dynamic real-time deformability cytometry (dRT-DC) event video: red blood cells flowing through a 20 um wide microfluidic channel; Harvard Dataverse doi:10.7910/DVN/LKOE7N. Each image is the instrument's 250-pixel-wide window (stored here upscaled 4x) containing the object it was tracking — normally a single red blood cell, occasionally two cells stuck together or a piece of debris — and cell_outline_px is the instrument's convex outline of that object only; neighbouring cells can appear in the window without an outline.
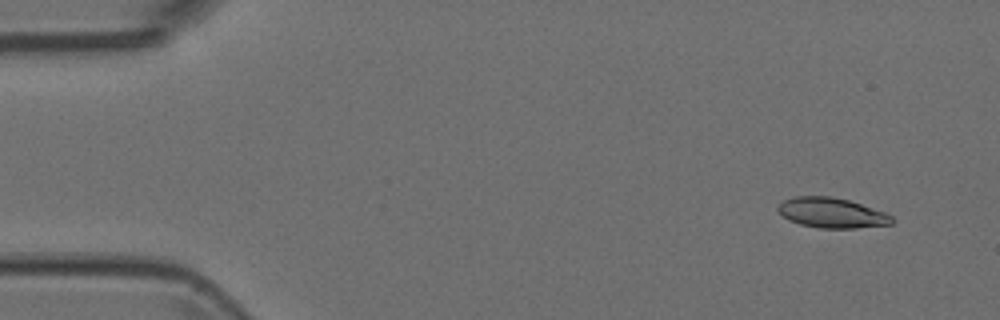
{"species": "Egyptian fruit bat (a non-hibernating species)", "species_latin": "Rousettus aegyptiacus", "temperature_condition": "room temperature", "stored_images_in_passage": 4, "camera_frame_rate_fps": 3000, "um_per_image_px": 0.085, "animal": {"sex": "female"}, "frame": {"image": 1, "passage_image": 1, "time_ms": 0.0, "image_size_px": [1000, 320], "cell_outline_px": [[892, 224], [856, 228], [820, 228], [800, 224], [788, 220], [776, 208], [784, 200], [792, 196], [832, 196], [848, 200], [884, 212], [892, 216]], "centroid_in_image_um": [70.67, 18.09], "position_along_channel_um": 14.3, "area_um2": 19.83}}